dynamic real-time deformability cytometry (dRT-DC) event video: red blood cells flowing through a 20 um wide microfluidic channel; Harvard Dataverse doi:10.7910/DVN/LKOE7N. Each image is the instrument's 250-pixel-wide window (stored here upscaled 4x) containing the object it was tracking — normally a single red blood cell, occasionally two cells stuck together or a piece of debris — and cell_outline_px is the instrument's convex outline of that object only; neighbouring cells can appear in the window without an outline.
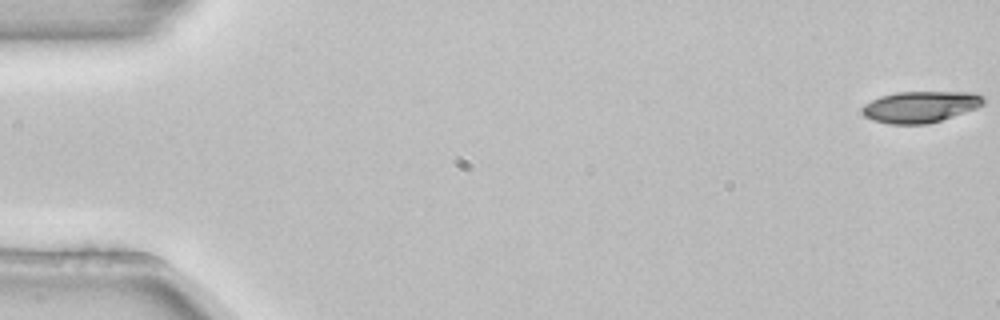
{"species": "common noctule bat (a hibernating species)", "species_latin": "Nyctalus noctula", "temperature_condition": "room temperature", "stored_images_in_passage": 3, "camera_frame_rate_fps": 3000, "um_per_image_px": 0.085, "animal": {"sex": "female", "body_mass_g": 22.7, "forearm_length_mm": 54.2}, "frame": {"image": 1, "passage_image": 1, "time_ms": 0.0, "image_size_px": [1000, 320], "cell_outline_px": [[984, 104], [976, 108], [928, 124], [888, 124], [872, 120], [864, 116], [864, 104], [880, 96], [896, 92], [976, 92], [984, 96]], "centroid_in_image_um": [78.25, 9.07], "position_along_channel_um": 6.8, "area_um2": 22.08}}